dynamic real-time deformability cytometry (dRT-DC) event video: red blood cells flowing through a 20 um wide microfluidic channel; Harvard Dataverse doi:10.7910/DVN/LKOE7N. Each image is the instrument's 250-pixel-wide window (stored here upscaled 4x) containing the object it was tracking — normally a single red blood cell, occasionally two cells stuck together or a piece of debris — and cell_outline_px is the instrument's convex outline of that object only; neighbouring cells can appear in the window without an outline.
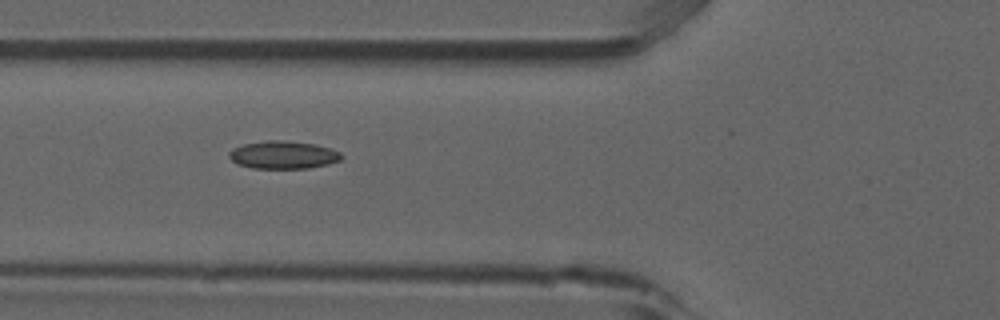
{"species": "common noctule bat (a hibernating species)", "species_latin": "Nyctalus noctula", "temperature_condition": "room temperature", "stored_images_in_passage": 3, "camera_frame_rate_fps": 3000, "um_per_image_px": 0.085, "animal": {"sex": "male", "forearm_length_mm": 52.5}, "frame": {"image": 1, "passage_image": 2, "time_ms": 0.333, "image_size_px": [1000, 320], "cell_outline_px": [[344, 156], [340, 160], [328, 164], [308, 168], [252, 168], [236, 164], [228, 156], [228, 152], [232, 148], [244, 144], [268, 140], [284, 140], [316, 144], [340, 152]], "centroid_in_image_um": [24.05, 13.16], "position_along_channel_um": 101.7, "area_um2": 18.26}}
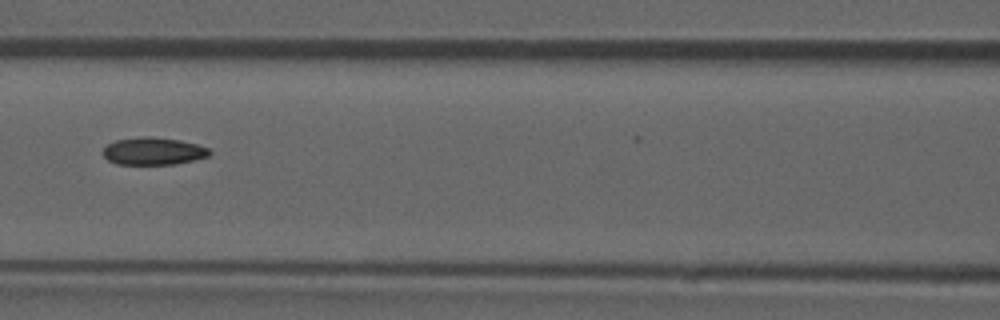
{"frame": {"image": 2, "passage_image": 3, "time_ms": 0.667, "image_size_px": [1000, 320], "cell_outline_px": [[212, 152], [208, 156], [176, 164], [116, 164], [108, 160], [104, 156], [104, 148], [108, 144], [116, 140], [148, 136], [152, 136], [180, 140], [196, 144], [208, 148]], "centroid_in_image_um": [13.04, 12.85], "position_along_channel_um": 153.6, "area_um2": 16.88}}